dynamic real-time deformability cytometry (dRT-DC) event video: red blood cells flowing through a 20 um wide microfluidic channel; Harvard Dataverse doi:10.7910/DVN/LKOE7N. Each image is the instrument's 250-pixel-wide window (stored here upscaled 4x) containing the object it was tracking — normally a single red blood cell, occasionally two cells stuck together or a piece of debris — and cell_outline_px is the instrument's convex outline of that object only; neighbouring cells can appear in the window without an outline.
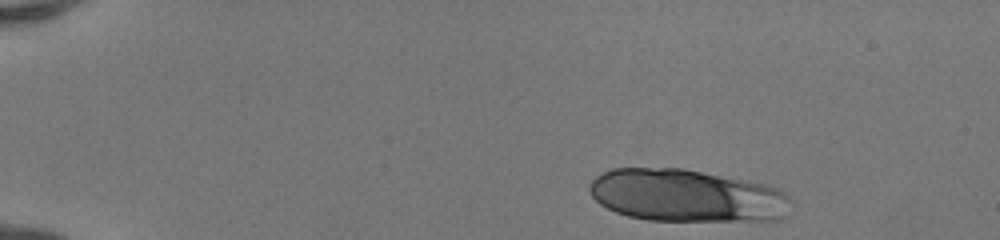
{"species": "human", "species_latin": "Homo sapiens", "temperature_condition": "room temperature", "stored_images_in_passage": 42, "segment_of_instrument_passage": [1, 2], "camera_frame_rate_fps": 3000, "um_per_image_px": 0.085, "donor": {"sex": "female"}, "frame": {"image": 1, "passage_image": 1, "time_ms": 0.0, "image_size_px": [1000, 240], "cell_outline_px": [[796, 204], [788, 216], [780, 220], [648, 220], [628, 216], [616, 212], [600, 204], [592, 196], [588, 188], [592, 180], [596, 176], [612, 168], [684, 168], [768, 184], [784, 192]], "centroid_in_image_um": [58.45, 16.63], "position_along_channel_um": 26.5, "area_um2": 62.31}}